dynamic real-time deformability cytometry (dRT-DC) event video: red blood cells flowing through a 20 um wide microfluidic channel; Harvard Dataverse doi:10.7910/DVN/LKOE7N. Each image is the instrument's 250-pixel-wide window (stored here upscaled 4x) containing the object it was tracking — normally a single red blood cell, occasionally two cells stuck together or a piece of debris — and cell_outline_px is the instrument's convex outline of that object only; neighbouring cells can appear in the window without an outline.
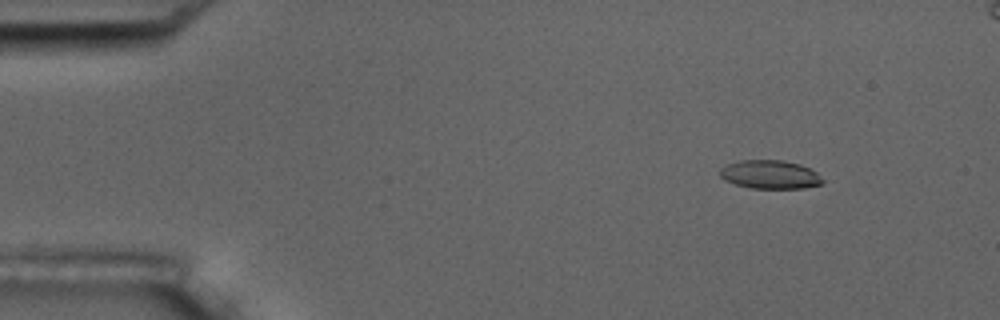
{"species": "common noctule bat (a hibernating species)", "species_latin": "Nyctalus noctula", "temperature_condition": "room temperature", "stored_images_in_passage": 5, "camera_frame_rate_fps": 3000, "um_per_image_px": 0.085, "animal": {"sex": "male", "body_mass_g": 17.5, "forearm_length_mm": 52.3}, "frame": {"image": 1, "passage_image": 1, "time_ms": 0.0, "image_size_px": [1000, 320], "cell_outline_px": [[824, 184], [804, 188], [752, 188], [736, 184], [724, 180], [720, 176], [720, 168], [728, 164], [740, 160], [784, 160], [800, 164], [816, 172], [824, 180]], "centroid_in_image_um": [65.47, 14.83], "position_along_channel_um": 19.5, "area_um2": 17.11}}